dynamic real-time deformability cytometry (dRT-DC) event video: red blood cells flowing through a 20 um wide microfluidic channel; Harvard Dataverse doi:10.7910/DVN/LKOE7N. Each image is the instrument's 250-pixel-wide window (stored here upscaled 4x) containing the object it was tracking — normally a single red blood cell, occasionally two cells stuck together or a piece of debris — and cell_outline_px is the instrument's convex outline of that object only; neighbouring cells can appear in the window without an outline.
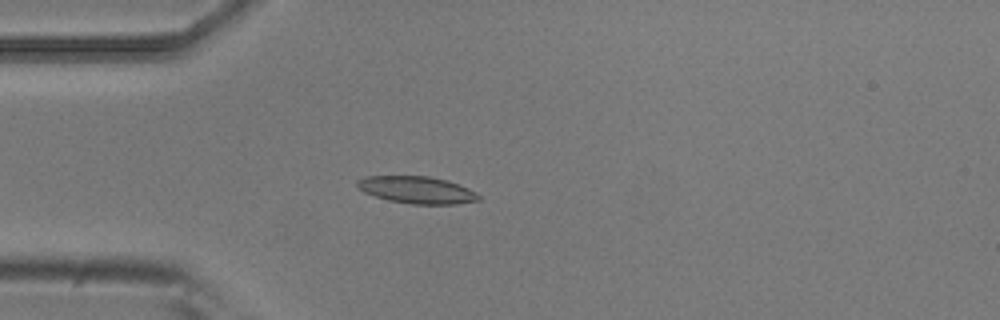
{"species": "common noctule bat (a hibernating species)", "species_latin": "Nyctalus noctula", "temperature_condition": "room temperature", "stored_images_in_passage": 3, "camera_frame_rate_fps": 3000, "um_per_image_px": 0.085, "animal": {"sex": "male", "body_mass_g": 20.5, "forearm_length_mm": 52.5}, "frame": {"image": 1, "passage_image": 3, "time_ms": 0.667, "image_size_px": [1000, 320], "cell_outline_px": [[480, 200], [456, 204], [412, 204], [388, 200], [364, 192], [356, 188], [356, 180], [364, 176], [428, 176], [444, 180], [468, 188], [476, 192], [480, 196]], "centroid_in_image_um": [35.39, 16.14], "position_along_channel_um": 49.6, "area_um2": 19.13}}